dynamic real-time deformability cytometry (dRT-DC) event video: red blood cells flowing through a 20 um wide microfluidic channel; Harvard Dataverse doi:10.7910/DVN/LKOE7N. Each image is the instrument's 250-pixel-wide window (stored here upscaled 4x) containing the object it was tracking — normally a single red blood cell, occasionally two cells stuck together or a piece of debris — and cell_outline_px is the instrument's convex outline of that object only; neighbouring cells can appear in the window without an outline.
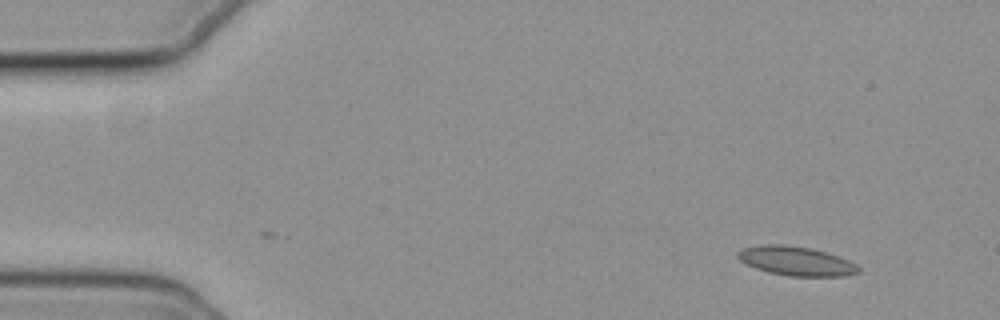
{"species": "common noctule bat (a hibernating species)", "species_latin": "Nyctalus noctula", "temperature_condition": "cold", "stored_images_in_passage": 51, "camera_frame_rate_fps": 3000, "um_per_image_px": 0.085, "animal": {"sex": "female", "body_mass_g": 19.3, "forearm_length_mm": 54.1}, "frame": {"image": 1, "passage_image": 1, "time_ms": 0.0, "image_size_px": [1000, 320], "cell_outline_px": [[860, 272], [844, 276], [788, 276], [768, 272], [756, 268], [740, 260], [736, 256], [736, 252], [740, 248], [760, 244], [784, 244], [812, 248], [840, 256], [856, 264], [860, 268]], "centroid_in_image_um": [67.65, 22.17], "position_along_channel_um": 17.3, "area_um2": 20.75}}
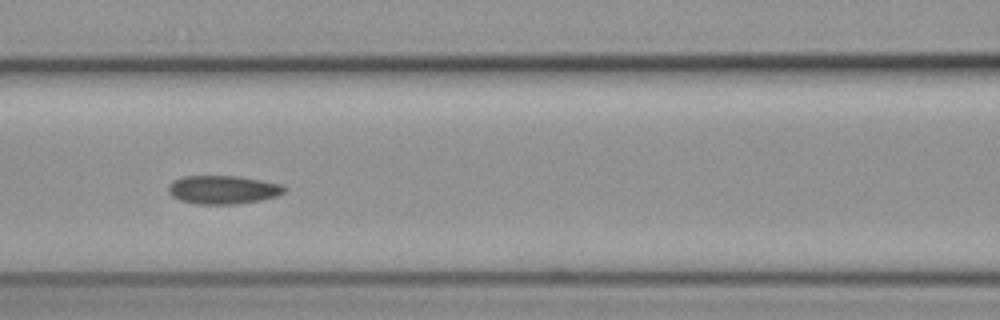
{"frame": {"image": 2, "passage_image": 20, "time_ms": 6.333, "image_size_px": [1000, 320], "cell_outline_px": [[288, 188], [284, 192], [276, 196], [260, 200], [236, 204], [196, 204], [180, 200], [172, 196], [168, 192], [168, 184], [184, 176], [236, 176], [284, 184]], "centroid_in_image_um": [18.97, 16.12], "position_along_channel_um": 147.6, "area_um2": 19.25}}
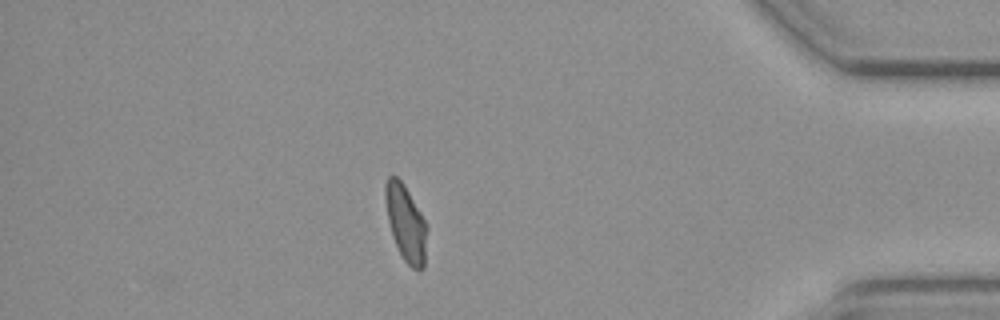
{"frame": {"image": 3, "passage_image": 44, "time_ms": 14.333, "image_size_px": [1000, 320], "cell_outline_px": [[428, 228], [424, 268], [420, 272], [412, 268], [404, 260], [392, 236], [388, 220], [384, 196], [384, 184], [388, 176], [396, 176], [404, 184], [428, 224]], "centroid_in_image_um": [34.51, 18.97], "position_along_channel_um": 400.7, "area_um2": 18.79}, "authors_computed_cell_mechanics": {"area_um2": 19.074, "velocity_mm_per_s": 3.7088, "shape_relaxation_time_tau1_ms": null, "shape_relaxation_time_tau2_ms": 2.7374, "deformation_change_tau1": null, "deformation_change_tau2": 0.0855}}